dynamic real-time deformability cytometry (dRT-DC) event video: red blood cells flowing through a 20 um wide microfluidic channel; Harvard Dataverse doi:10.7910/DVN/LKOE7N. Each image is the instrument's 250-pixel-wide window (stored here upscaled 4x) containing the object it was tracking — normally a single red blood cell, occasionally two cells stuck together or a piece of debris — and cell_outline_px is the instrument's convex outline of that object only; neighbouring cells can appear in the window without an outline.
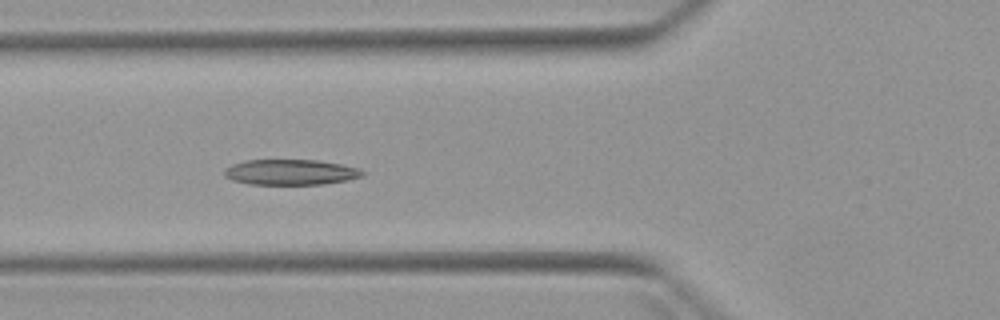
{"species": "Egyptian fruit bat (a non-hibernating species)", "species_latin": "Rousettus aegyptiacus", "temperature_condition": "warm", "stored_images_in_passage": 6, "camera_frame_rate_fps": 3000, "um_per_image_px": 0.085, "animal": {"sex": "female"}, "frame": {"image": 1, "passage_image": 6, "time_ms": 6.0, "image_size_px": [1000, 320], "cell_outline_px": [[364, 176], [348, 180], [324, 184], [248, 184], [232, 180], [224, 176], [224, 168], [232, 164], [248, 160], [316, 160], [340, 164], [356, 168], [364, 172]], "centroid_in_image_um": [24.67, 14.64], "position_along_channel_um": 101.1, "area_um2": 20.46}}